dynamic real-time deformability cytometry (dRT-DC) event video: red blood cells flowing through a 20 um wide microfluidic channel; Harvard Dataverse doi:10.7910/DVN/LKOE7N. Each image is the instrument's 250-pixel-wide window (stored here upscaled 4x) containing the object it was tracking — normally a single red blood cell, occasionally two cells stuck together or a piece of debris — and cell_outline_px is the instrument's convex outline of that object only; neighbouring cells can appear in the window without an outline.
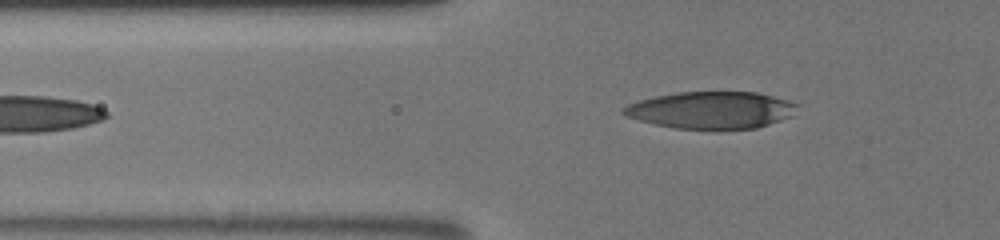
{"species": "human", "species_latin": "Homo sapiens", "temperature_condition": "room temperature", "stored_images_in_passage": 32, "segment_of_instrument_passage": [1, 2], "camera_frame_rate_fps": 3000, "um_per_image_px": 0.085, "donor": {"sex": "male"}, "frame": {"image": 1, "passage_image": 2, "time_ms": 0.333, "image_size_px": [1000, 240], "cell_outline_px": [[800, 104], [792, 116], [756, 128], [676, 128], [656, 124], [640, 120], [628, 116], [620, 112], [620, 108], [628, 104], [640, 100], [656, 96], [676, 92], [756, 92], [788, 100]], "centroid_in_image_um": [60.47, 9.34], "position_along_channel_um": 65.3, "area_um2": 37.11}}
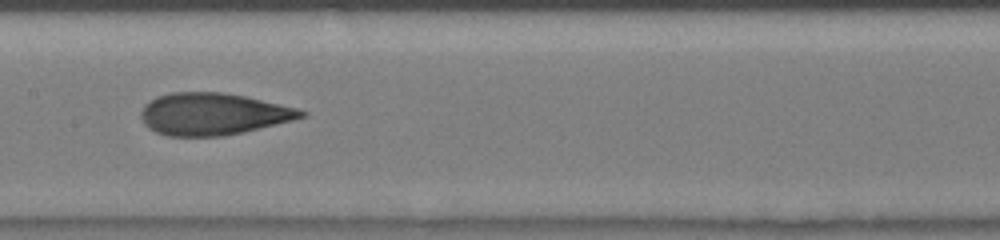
{"frame": {"image": 2, "passage_image": 11, "time_ms": 3.667, "image_size_px": [1000, 240], "cell_outline_px": [[308, 116], [244, 132], [224, 136], [168, 136], [156, 132], [148, 128], [144, 124], [140, 116], [140, 112], [144, 104], [156, 96], [172, 92], [224, 92], [244, 96], [280, 104], [296, 108], [308, 112]], "centroid_in_image_um": [18.08, 9.69], "position_along_channel_um": 189.3, "area_um2": 39.36}}
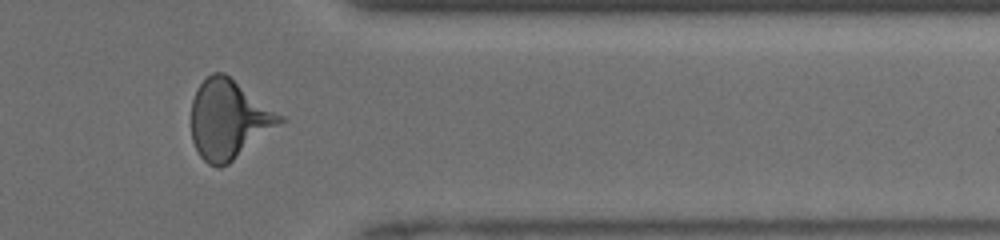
{"frame": {"image": 3, "passage_image": 24, "time_ms": 8.667, "image_size_px": [1000, 240], "cell_outline_px": [[284, 120], [228, 164], [220, 168], [216, 168], [208, 164], [200, 156], [192, 140], [192, 100], [200, 84], [212, 72], [224, 72], [284, 116]], "centroid_in_image_um": [19.42, 10.15], "position_along_channel_um": 392.0, "area_um2": 40.23}}